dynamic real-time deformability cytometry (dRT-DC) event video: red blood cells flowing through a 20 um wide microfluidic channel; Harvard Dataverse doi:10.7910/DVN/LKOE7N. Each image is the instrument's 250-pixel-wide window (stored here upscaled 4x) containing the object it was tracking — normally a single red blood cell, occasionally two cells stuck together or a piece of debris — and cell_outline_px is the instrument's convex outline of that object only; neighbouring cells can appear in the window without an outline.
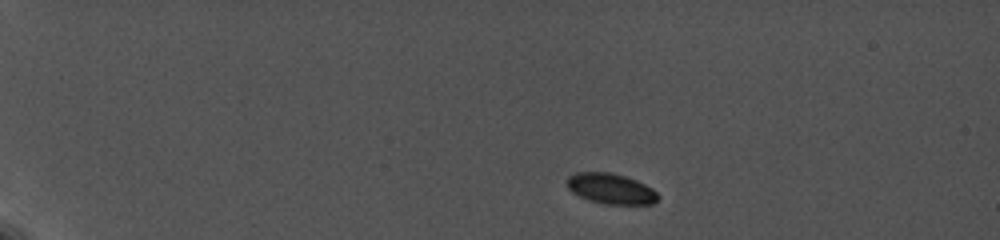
{"species": "common noctule bat (a hibernating species)", "species_latin": "Nyctalus noctula", "temperature_condition": "cold", "stored_images_in_passage": 7, "camera_frame_rate_fps": 5000, "um_per_image_px": 0.085, "animal": {"sex": "female", "body_mass_g": 19.0, "forearm_length_mm": 56.7}, "frame": {"image": 1, "passage_image": 1, "time_ms": 0.0, "image_size_px": [1000, 240], "cell_outline_px": [[660, 196], [652, 204], [604, 204], [588, 200], [572, 192], [568, 188], [568, 176], [576, 172], [612, 172], [636, 180], [652, 188]], "centroid_in_image_um": [51.92, 16.03], "position_along_channel_um": 33.1, "area_um2": 16.13}}
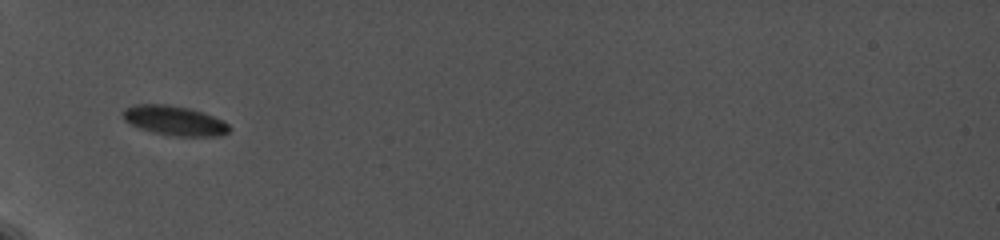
{"frame": {"image": 2, "passage_image": 4, "time_ms": 3.8, "image_size_px": [1000, 240], "cell_outline_px": [[232, 128], [228, 132], [220, 136], [172, 136], [152, 132], [140, 128], [124, 120], [124, 108], [136, 104], [168, 104], [188, 108], [204, 112], [224, 120]], "centroid_in_image_um": [14.88, 10.25], "position_along_channel_um": 70.1, "area_um2": 18.44}}